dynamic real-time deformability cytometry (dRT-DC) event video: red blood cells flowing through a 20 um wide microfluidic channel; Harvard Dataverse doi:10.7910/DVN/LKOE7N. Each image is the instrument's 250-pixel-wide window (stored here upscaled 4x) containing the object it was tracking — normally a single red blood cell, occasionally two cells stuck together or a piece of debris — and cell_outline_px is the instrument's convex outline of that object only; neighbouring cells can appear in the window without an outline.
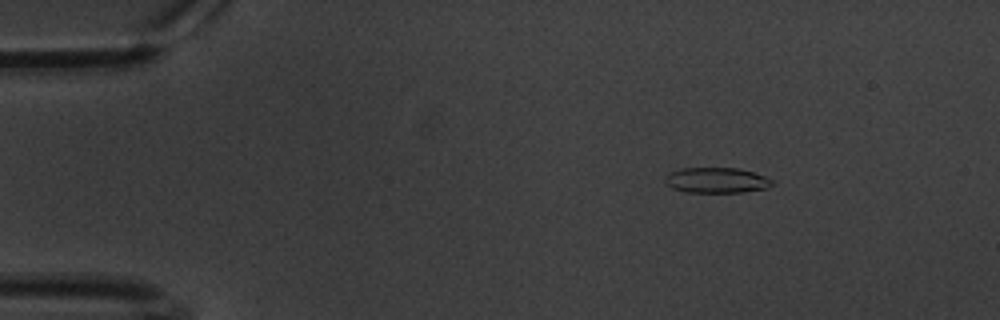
{"species": "common noctule bat (a hibernating species)", "species_latin": "Nyctalus noctula", "temperature_condition": "warm", "stored_images_in_passage": 19, "camera_frame_rate_fps": 3000, "um_per_image_px": 0.085, "animal": {"sex": "male", "body_mass_g": 20.1, "forearm_length_mm": 53.5}, "frame": {"image": 1, "passage_image": 9, "time_ms": 2.667, "image_size_px": [1000, 320], "cell_outline_px": [[776, 180], [768, 188], [744, 192], [684, 192], [672, 188], [664, 180], [664, 176], [668, 172], [680, 168], [736, 168], [752, 172]], "centroid_in_image_um": [60.89, 15.32], "position_along_channel_um": 24.1, "area_um2": 16.01}}